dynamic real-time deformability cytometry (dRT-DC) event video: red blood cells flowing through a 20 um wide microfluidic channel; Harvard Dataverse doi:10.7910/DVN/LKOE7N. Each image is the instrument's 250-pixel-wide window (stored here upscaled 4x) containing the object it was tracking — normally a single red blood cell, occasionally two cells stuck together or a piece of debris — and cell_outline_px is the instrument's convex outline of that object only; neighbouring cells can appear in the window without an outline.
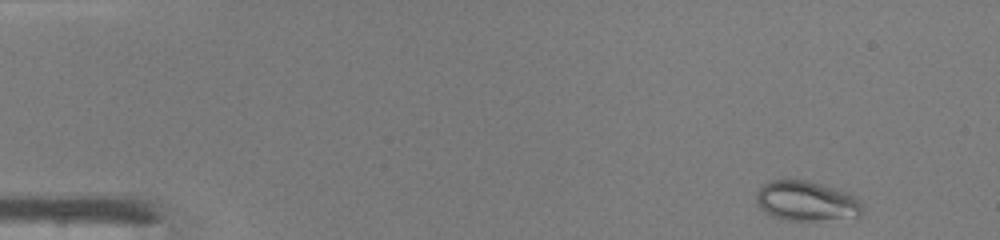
{"species": "common noctule bat (a hibernating species)", "species_latin": "Nyctalus noctula", "temperature_condition": "warm", "stored_images_in_passage": 44, "camera_frame_rate_fps": 3000, "um_per_image_px": 0.085, "animal": {"sex": "male", "body_mass_g": 19.0, "forearm_length_mm": 50.8}, "frame": {"image": 1, "passage_image": 1, "time_ms": 0.0, "image_size_px": [1000, 240], "cell_outline_px": [[860, 216], [816, 220], [788, 220], [772, 216], [760, 208], [756, 200], [756, 196], [760, 188], [764, 184], [772, 180], [808, 180], [844, 192], [860, 200]], "centroid_in_image_um": [68.49, 17.09], "position_along_channel_um": 16.5, "area_um2": 23.99}}
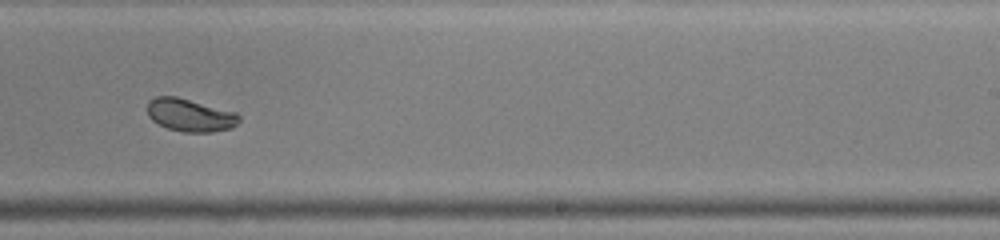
{"frame": {"image": 2, "passage_image": 27, "time_ms": 8.667, "image_size_px": [1000, 240], "cell_outline_px": [[240, 120], [232, 128], [212, 132], [184, 132], [168, 128], [152, 120], [148, 116], [148, 100], [156, 96], [176, 96], [236, 112], [240, 116]], "centroid_in_image_um": [16.16, 9.78], "position_along_channel_um": 272.8, "area_um2": 17.51}}
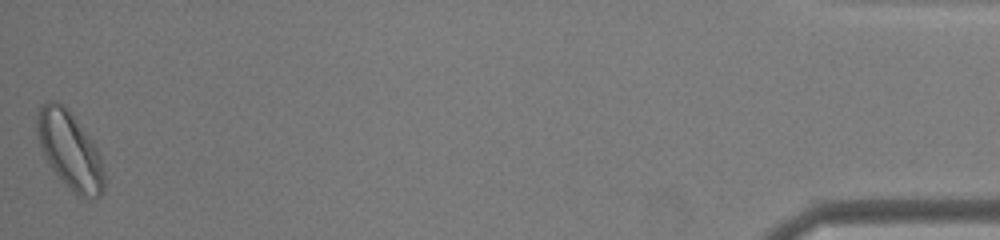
{"frame": {"image": 3, "passage_image": 44, "time_ms": 14.333, "image_size_px": [1000, 240], "cell_outline_px": [[104, 188], [100, 196], [92, 200], [76, 196], [52, 168], [40, 144], [36, 132], [36, 116], [40, 104], [48, 100], [56, 100], [64, 104], [92, 140], [100, 156], [104, 172]], "centroid_in_image_um": [5.94, 12.76], "position_along_channel_um": 429.3, "area_um2": 30.23}}